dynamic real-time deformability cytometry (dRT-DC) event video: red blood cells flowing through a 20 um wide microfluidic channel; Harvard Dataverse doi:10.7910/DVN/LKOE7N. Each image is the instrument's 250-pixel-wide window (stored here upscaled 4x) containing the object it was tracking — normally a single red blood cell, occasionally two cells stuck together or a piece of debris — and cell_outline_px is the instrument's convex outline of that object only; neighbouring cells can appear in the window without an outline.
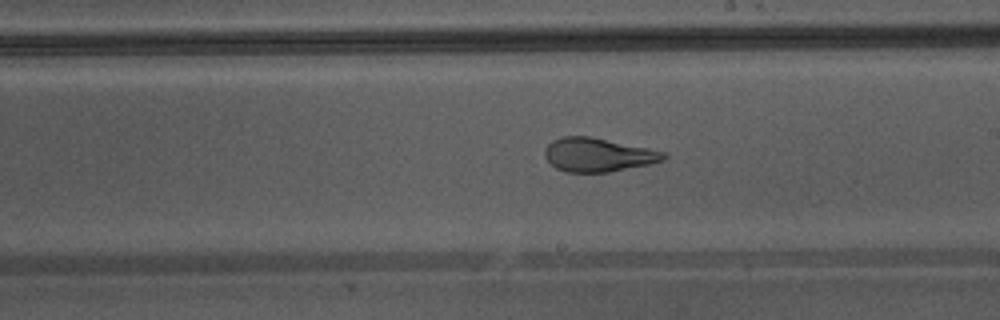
{"species": "Egyptian fruit bat (a non-hibernating species)", "species_latin": "Rousettus aegyptiacus", "temperature_condition": "warm", "stored_images_in_passage": 46, "camera_frame_rate_fps": 3000, "um_per_image_px": 0.085, "animal": {"sex": "male"}, "frame": {"image": 1, "passage_image": 27, "time_ms": 8.667, "image_size_px": [1000, 320], "cell_outline_px": [[668, 156], [664, 160], [648, 164], [608, 172], [564, 172], [556, 168], [544, 156], [544, 152], [548, 144], [552, 140], [564, 136], [588, 136], [668, 152]], "centroid_in_image_um": [50.83, 13.16], "position_along_channel_um": 238.2, "area_um2": 23.24}, "authors_computed_cell_mechanics": {"area_um2": 27.8018, "velocity_mm_per_s": 4.344, "shape_relaxation_time_tau1_ms": 10.1548, "shape_relaxation_time_tau2_ms": 0.7591, "deformation_change_tau1": 0.3067, "deformation_change_tau2": 0.051}}